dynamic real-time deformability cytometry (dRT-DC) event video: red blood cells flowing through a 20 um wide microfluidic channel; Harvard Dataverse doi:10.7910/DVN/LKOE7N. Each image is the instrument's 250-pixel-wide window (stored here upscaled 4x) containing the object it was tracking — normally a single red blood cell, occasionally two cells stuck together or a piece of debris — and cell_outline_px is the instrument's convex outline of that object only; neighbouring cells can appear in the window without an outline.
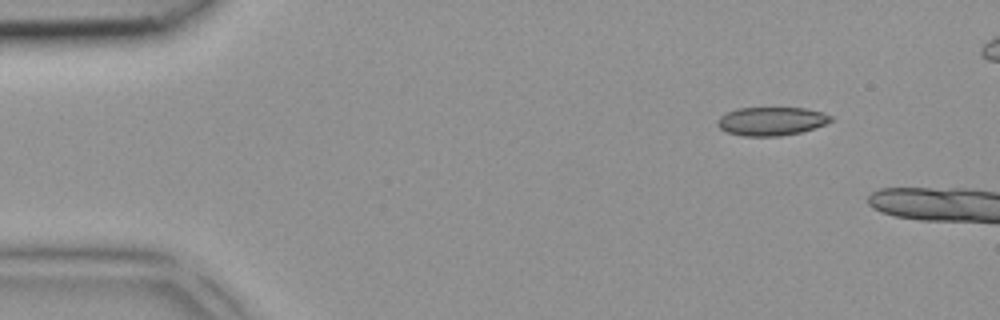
{"species": "common noctule bat (a hibernating species)", "species_latin": "Nyctalus noctula", "temperature_condition": "room temperature", "stored_images_in_passage": 2, "camera_frame_rate_fps": 3000, "um_per_image_px": 0.085, "animal": {"sex": "female", "body_mass_g": 18.4}, "frame": {"image": 1, "passage_image": 2, "time_ms": 0.333, "image_size_px": [1000, 320], "cell_outline_px": [[832, 120], [824, 124], [800, 132], [780, 136], [744, 136], [728, 132], [720, 128], [716, 124], [716, 120], [720, 116], [728, 112], [740, 108], [804, 108], [824, 112], [832, 116]], "centroid_in_image_um": [65.55, 10.3], "position_along_channel_um": 19.4, "area_um2": 18.67}}